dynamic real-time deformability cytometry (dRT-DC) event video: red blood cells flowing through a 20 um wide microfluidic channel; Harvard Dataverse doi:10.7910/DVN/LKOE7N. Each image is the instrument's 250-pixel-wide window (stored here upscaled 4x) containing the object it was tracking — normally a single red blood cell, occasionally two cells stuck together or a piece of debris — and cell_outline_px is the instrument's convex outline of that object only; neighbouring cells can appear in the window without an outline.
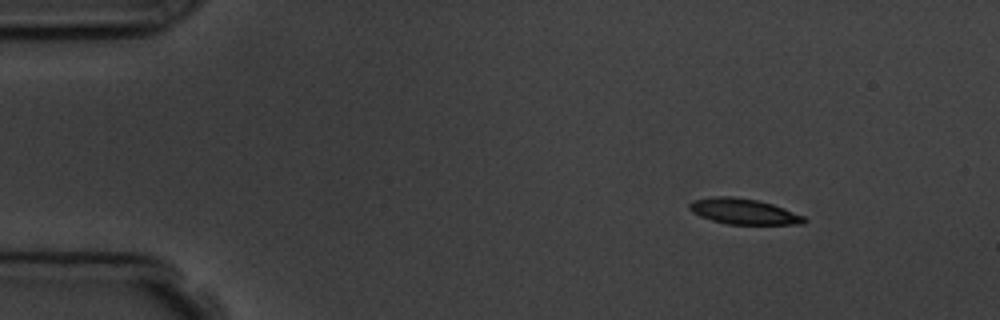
{"species": "common noctule bat (a hibernating species)", "species_latin": "Nyctalus noctula", "temperature_condition": "room temperature", "stored_images_in_passage": 5, "camera_frame_rate_fps": 3000, "um_per_image_px": 0.085, "animal": {"sex": "male", "body_mass_g": 19.5, "forearm_length_mm": 54.6}, "frame": {"image": 1, "passage_image": 2, "time_ms": 1.333, "image_size_px": [1000, 320], "cell_outline_px": [[808, 220], [804, 224], [728, 224], [712, 220], [700, 216], [692, 212], [688, 208], [688, 204], [692, 200], [712, 196], [732, 196], [756, 200], [772, 204], [784, 208], [804, 216]], "centroid_in_image_um": [63.19, 17.97], "position_along_channel_um": 21.8, "area_um2": 17.17}}
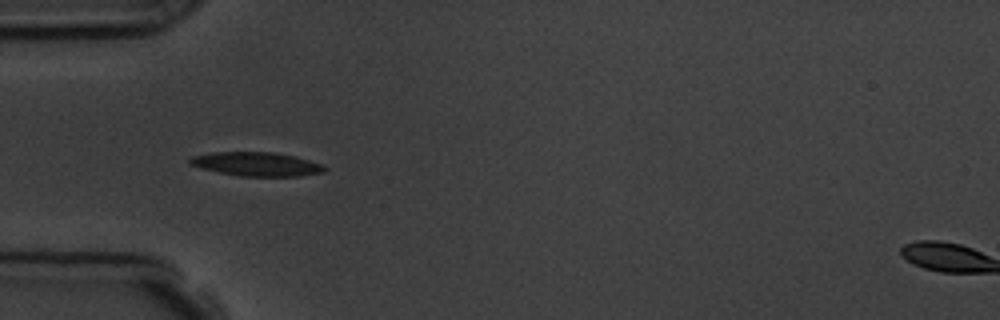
{"frame": {"image": 2, "passage_image": 4, "time_ms": 4.667, "image_size_px": [1000, 320], "cell_outline_px": [[324, 172], [300, 176], [240, 176], [200, 168], [188, 164], [188, 160], [192, 156], [212, 152], [272, 152], [296, 156], [324, 164]], "centroid_in_image_um": [21.8, 13.94], "position_along_channel_um": 63.2, "area_um2": 18.79}}